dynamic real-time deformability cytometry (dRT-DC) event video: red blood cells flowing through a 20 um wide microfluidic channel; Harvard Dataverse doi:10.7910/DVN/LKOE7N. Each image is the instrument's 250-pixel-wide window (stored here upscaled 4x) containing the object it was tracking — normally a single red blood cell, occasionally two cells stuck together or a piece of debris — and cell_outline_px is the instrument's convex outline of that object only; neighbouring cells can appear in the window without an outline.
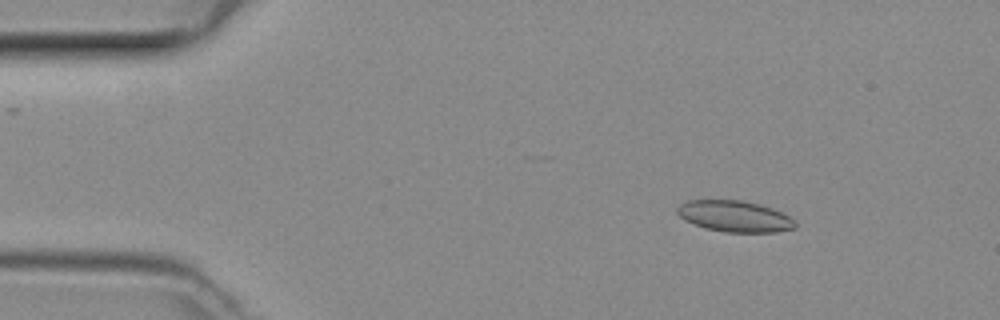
{"species": "common noctule bat (a hibernating species)", "species_latin": "Nyctalus noctula", "temperature_condition": "room temperature", "stored_images_in_passage": 12, "camera_frame_rate_fps": 3000, "um_per_image_px": 0.085, "animal": {"sex": "female", "body_mass_g": 29.2, "forearm_length_mm": 56.3}, "frame": {"image": 1, "passage_image": 4, "time_ms": 1.0, "image_size_px": [1000, 320], "cell_outline_px": [[796, 228], [776, 232], [724, 232], [704, 228], [684, 220], [676, 212], [676, 208], [680, 204], [688, 200], [740, 200], [772, 208], [788, 216], [796, 224]], "centroid_in_image_um": [62.4, 18.39], "position_along_channel_um": 22.6, "area_um2": 21.33}}
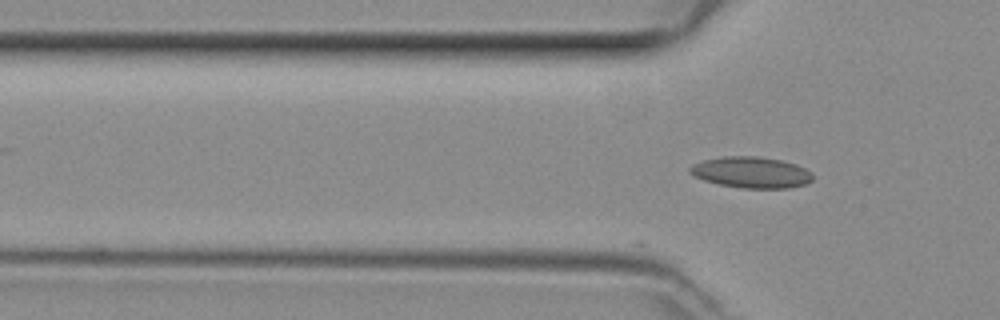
{"frame": {"image": 2, "passage_image": 12, "time_ms": 3.667, "image_size_px": [1000, 320], "cell_outline_px": [[812, 180], [804, 184], [788, 188], [740, 188], [720, 184], [704, 180], [692, 176], [688, 172], [688, 168], [692, 164], [704, 160], [724, 156], [760, 156], [780, 160], [796, 164], [812, 172]], "centroid_in_image_um": [63.82, 14.65], "position_along_channel_um": 62.0, "area_um2": 22.37}}